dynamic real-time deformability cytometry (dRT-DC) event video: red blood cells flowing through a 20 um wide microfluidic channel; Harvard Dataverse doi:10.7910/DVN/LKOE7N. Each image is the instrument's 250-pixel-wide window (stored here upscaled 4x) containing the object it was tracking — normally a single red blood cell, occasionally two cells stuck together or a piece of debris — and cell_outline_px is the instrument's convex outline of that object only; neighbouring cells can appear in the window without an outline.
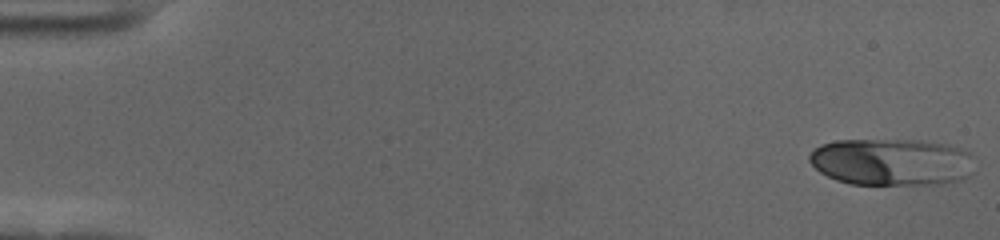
{"species": "human", "species_latin": "Homo sapiens", "temperature_condition": "cold", "stored_images_in_passage": 56, "camera_frame_rate_fps": 3000, "um_per_image_px": 0.085, "donor": {"sex": "female"}, "frame": {"image": 1, "passage_image": 1, "time_ms": 0.0, "image_size_px": [1000, 240], "cell_outline_px": [[972, 172], [964, 180], [936, 184], [852, 184], [836, 180], [820, 172], [808, 160], [808, 156], [820, 144], [836, 140], [924, 140], [948, 144], [960, 148], [968, 152]], "centroid_in_image_um": [75.77, 13.76], "position_along_channel_um": 9.2, "area_um2": 45.37}}
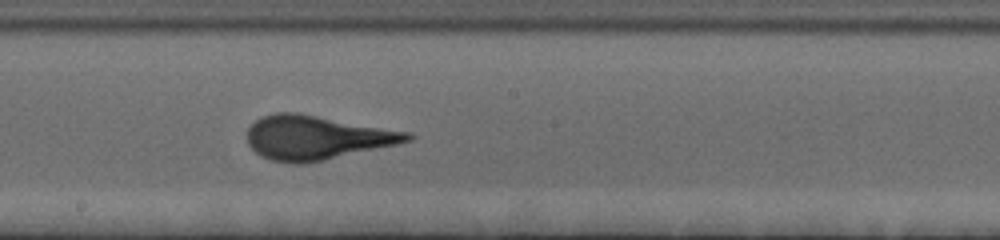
{"frame": {"image": 2, "passage_image": 31, "time_ms": 10.0, "image_size_px": [1000, 240], "cell_outline_px": [[416, 136], [412, 140], [396, 144], [324, 160], [304, 164], [288, 164], [272, 160], [260, 156], [248, 144], [248, 128], [260, 116], [276, 112], [296, 112], [408, 132]], "centroid_in_image_um": [26.86, 11.7], "position_along_channel_um": 221.3, "area_um2": 40.86}}
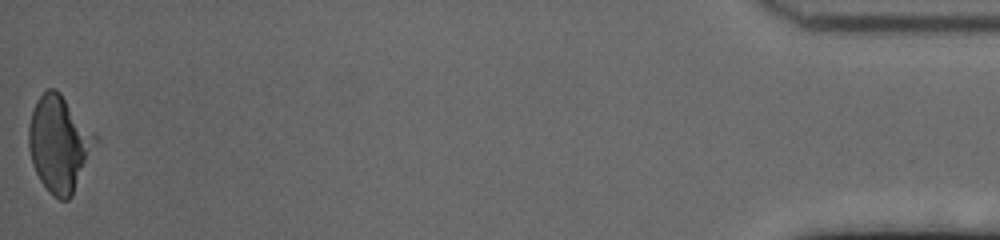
{"frame": {"image": 3, "passage_image": 56, "time_ms": 18.333, "image_size_px": [1000, 240], "cell_outline_px": [[96, 140], [72, 196], [68, 200], [60, 200], [52, 196], [48, 192], [40, 180], [32, 164], [28, 148], [28, 124], [36, 100], [48, 88], [56, 88], [60, 92], [96, 132]], "centroid_in_image_um": [5.0, 12.19], "position_along_channel_um": 430.2, "area_um2": 37.22}, "authors_computed_cell_mechanics": {"area_um2": 39.1595, "velocity_mm_per_s": 3.5567, "shape_relaxation_time_tau1_ms": 3.7815, "shape_relaxation_time_tau2_ms": null, "deformation_change_tau1": 0.1654, "deformation_change_tau2": null}}